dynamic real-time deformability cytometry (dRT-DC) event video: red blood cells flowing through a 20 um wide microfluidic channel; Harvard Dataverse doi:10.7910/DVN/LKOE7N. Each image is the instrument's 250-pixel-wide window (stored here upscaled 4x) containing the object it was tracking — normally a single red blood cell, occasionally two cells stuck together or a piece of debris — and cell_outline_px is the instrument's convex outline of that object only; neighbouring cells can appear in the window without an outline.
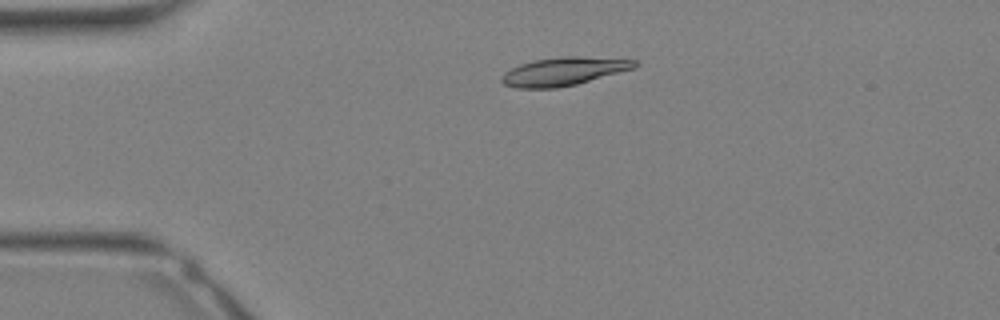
{"species": "Egyptian fruit bat (a non-hibernating species)", "species_latin": "Rousettus aegyptiacus", "temperature_condition": "warm", "stored_images_in_passage": 6, "camera_frame_rate_fps": 3000, "um_per_image_px": 0.085, "animal": {"sex": "female"}, "frame": {"image": 1, "passage_image": 1, "time_ms": 0.0, "image_size_px": [1000, 320], "cell_outline_px": [[636, 68], [576, 84], [556, 88], [516, 88], [504, 84], [500, 80], [500, 76], [504, 72], [520, 64], [536, 60], [560, 56], [580, 56], [636, 60]], "centroid_in_image_um": [47.89, 6.07], "position_along_channel_um": 37.1, "area_um2": 21.85}}
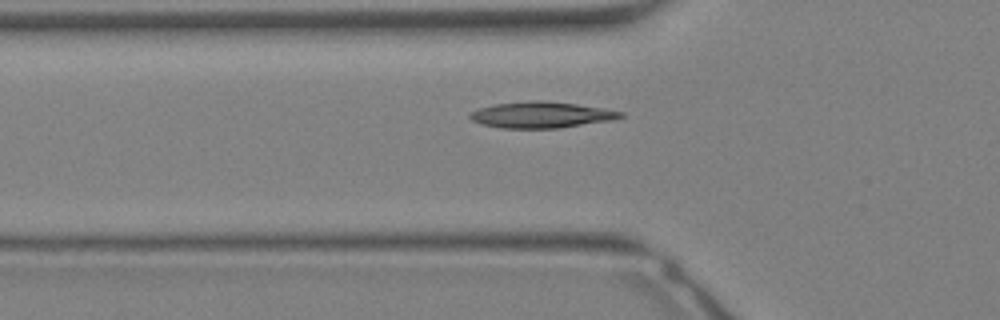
{"frame": {"image": 2, "passage_image": 5, "time_ms": 1.333, "image_size_px": [1000, 320], "cell_outline_px": [[624, 116], [612, 120], [560, 128], [500, 128], [480, 124], [472, 120], [468, 116], [468, 112], [480, 108], [496, 104], [532, 100], [540, 100], [576, 104], [624, 112]], "centroid_in_image_um": [45.97, 9.77], "position_along_channel_um": 79.8, "area_um2": 22.89}}